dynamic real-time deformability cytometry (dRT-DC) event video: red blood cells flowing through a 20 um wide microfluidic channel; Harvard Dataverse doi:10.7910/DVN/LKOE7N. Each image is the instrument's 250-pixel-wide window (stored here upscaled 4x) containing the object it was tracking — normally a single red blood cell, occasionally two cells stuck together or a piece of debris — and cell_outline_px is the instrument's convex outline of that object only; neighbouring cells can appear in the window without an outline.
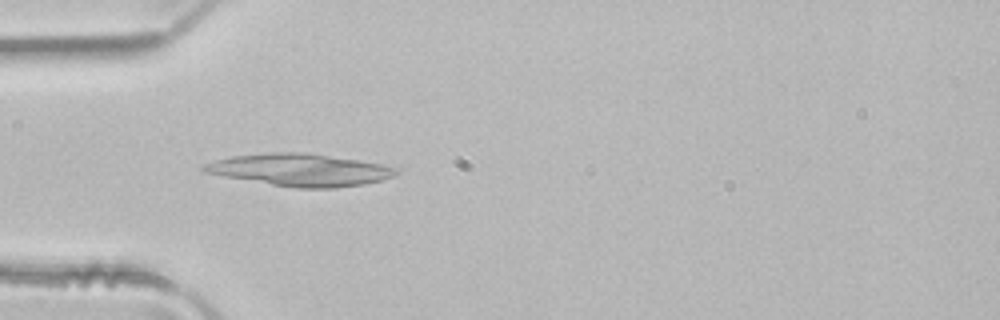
{"species": "common noctule bat (a hibernating species)", "species_latin": "Nyctalus noctula", "temperature_condition": "room temperature", "stored_images_in_passage": 4, "camera_frame_rate_fps": 3000, "um_per_image_px": 0.085, "animal": {"sex": "male", "body_mass_g": 21.5, "forearm_length_mm": 52.0}, "frame": {"image": 1, "passage_image": 4, "time_ms": 1.0, "image_size_px": [1000, 320], "cell_outline_px": [[396, 172], [392, 176], [384, 180], [364, 184], [336, 188], [296, 188], [224, 176], [204, 172], [200, 168], [204, 164], [216, 160], [232, 156], [272, 152], [304, 152], [360, 160], [380, 164], [396, 168]], "centroid_in_image_um": [25.5, 14.44], "position_along_channel_um": 59.5, "area_um2": 35.84}}